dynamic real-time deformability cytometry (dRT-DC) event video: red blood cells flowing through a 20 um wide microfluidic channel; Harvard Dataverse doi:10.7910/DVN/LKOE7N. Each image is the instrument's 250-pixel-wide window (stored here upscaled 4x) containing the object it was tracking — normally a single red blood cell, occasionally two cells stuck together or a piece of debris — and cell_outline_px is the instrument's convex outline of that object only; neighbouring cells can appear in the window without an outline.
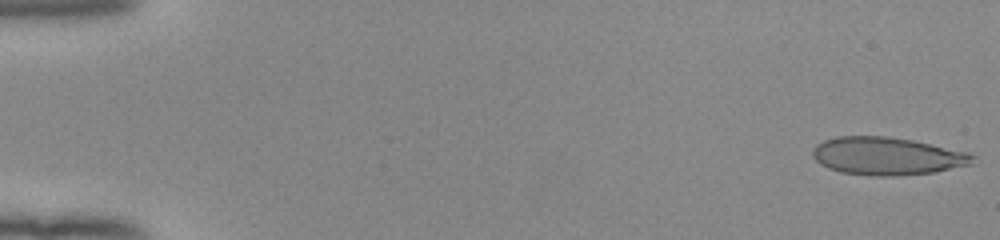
{"species": "human", "species_latin": "Homo sapiens", "temperature_condition": "room temperature", "stored_images_in_passage": 51, "camera_frame_rate_fps": 3000, "um_per_image_px": 0.085, "donor": {"sex": "female"}, "frame": {"image": 1, "passage_image": 1, "time_ms": 0.0, "image_size_px": [1000, 240], "cell_outline_px": [[976, 156], [972, 164], [932, 172], [892, 176], [872, 176], [840, 172], [828, 168], [820, 164], [812, 156], [812, 148], [816, 144], [824, 140], [836, 136], [888, 136], [912, 140], [968, 152]], "centroid_in_image_um": [75.36, 13.26], "position_along_channel_um": 9.6, "area_um2": 35.32}}
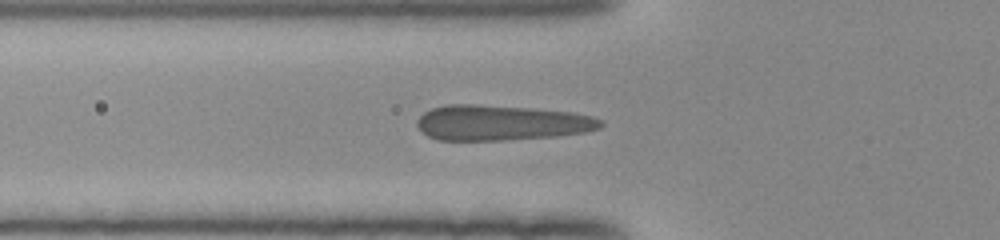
{"frame": {"image": 2, "passage_image": 19, "time_ms": 6.0, "image_size_px": [1000, 240], "cell_outline_px": [[604, 124], [600, 128], [584, 132], [556, 136], [504, 140], [436, 140], [428, 136], [416, 124], [416, 120], [424, 112], [432, 108], [448, 104], [476, 104], [528, 108], [572, 112], [592, 116], [604, 120]], "centroid_in_image_um": [42.61, 10.43], "position_along_channel_um": 83.2, "area_um2": 37.8}}
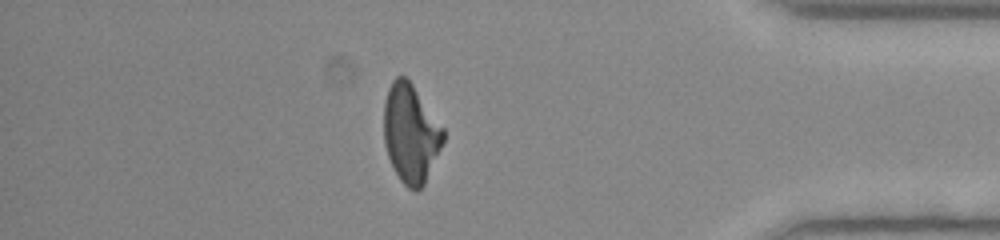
{"frame": {"image": 3, "passage_image": 45, "time_ms": 14.667, "image_size_px": [1000, 240], "cell_outline_px": [[444, 140], [424, 184], [416, 192], [408, 188], [400, 180], [388, 156], [384, 144], [384, 104], [388, 88], [392, 80], [396, 76], [404, 76], [412, 84], [444, 128]], "centroid_in_image_um": [34.9, 11.34], "position_along_channel_um": 400.3, "area_um2": 33.81}, "authors_computed_cell_mechanics": {"area_um2": 36.0672, "velocity_mm_per_s": 4.008, "shape_relaxation_time_tau1_ms": 9.8751, "shape_relaxation_time_tau2_ms": null, "deformation_change_tau1": 0.267, "deformation_change_tau2": null}}